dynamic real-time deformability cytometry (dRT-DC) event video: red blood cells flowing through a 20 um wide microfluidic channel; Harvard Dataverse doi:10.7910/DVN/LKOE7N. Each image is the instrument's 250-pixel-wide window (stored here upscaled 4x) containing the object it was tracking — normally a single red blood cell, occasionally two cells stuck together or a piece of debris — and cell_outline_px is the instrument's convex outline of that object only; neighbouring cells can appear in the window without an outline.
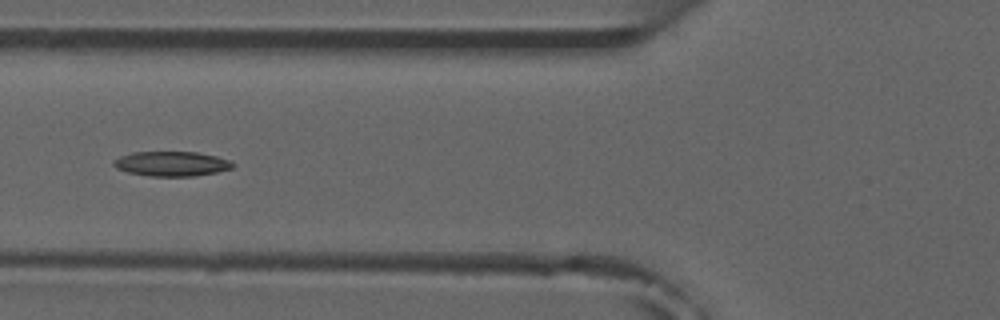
{"species": "common noctule bat (a hibernating species)", "species_latin": "Nyctalus noctula", "temperature_condition": "room temperature", "stored_images_in_passage": 4, "camera_frame_rate_fps": 3000, "um_per_image_px": 0.085, "animal": {"sex": "male", "forearm_length_mm": 52.5}, "frame": {"image": 1, "passage_image": 2, "time_ms": 1.333, "image_size_px": [1000, 320], "cell_outline_px": [[236, 164], [232, 168], [216, 172], [196, 176], [148, 176], [128, 172], [116, 168], [112, 164], [112, 160], [120, 156], [132, 152], [196, 152], [216, 156], [232, 160]], "centroid_in_image_um": [14.59, 13.92], "position_along_channel_um": 111.2, "area_um2": 17.34}}
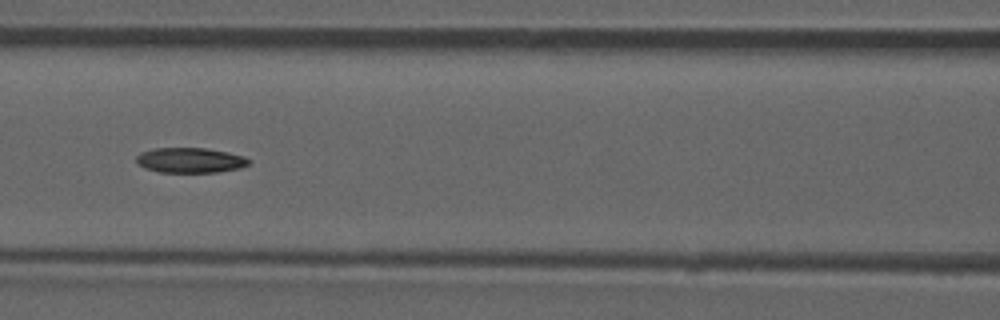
{"frame": {"image": 2, "passage_image": 3, "time_ms": 2.333, "image_size_px": [1000, 320], "cell_outline_px": [[252, 160], [248, 164], [240, 168], [216, 172], [160, 172], [144, 168], [136, 164], [136, 156], [140, 152], [152, 148], [208, 148], [228, 152], [244, 156]], "centroid_in_image_um": [16.14, 13.61], "position_along_channel_um": 150.5, "area_um2": 16.65}}